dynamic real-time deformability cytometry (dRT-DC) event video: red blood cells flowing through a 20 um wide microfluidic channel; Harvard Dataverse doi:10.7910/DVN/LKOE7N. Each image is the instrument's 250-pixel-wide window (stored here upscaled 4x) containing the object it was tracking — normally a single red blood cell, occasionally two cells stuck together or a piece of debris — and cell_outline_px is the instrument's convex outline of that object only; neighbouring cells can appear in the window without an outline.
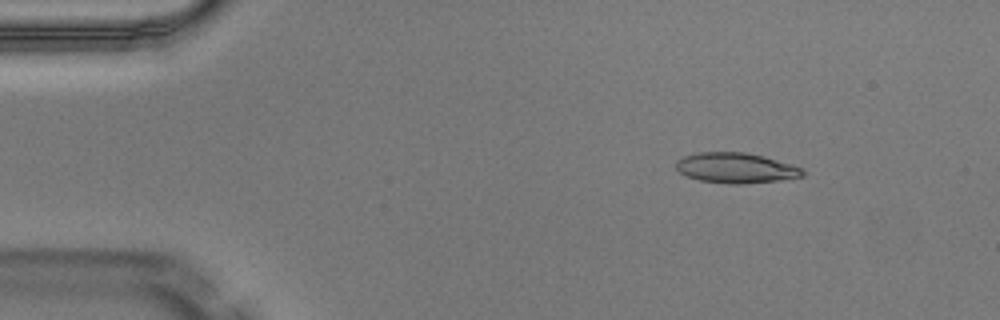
{"species": "Egyptian fruit bat (a non-hibernating species)", "species_latin": "Rousettus aegyptiacus", "temperature_condition": "warm", "stored_images_in_passage": 4, "camera_frame_rate_fps": 3000, "um_per_image_px": 0.085, "animal": {"sex": "male"}, "frame": {"image": 1, "passage_image": 2, "time_ms": 0.333, "image_size_px": [1000, 320], "cell_outline_px": [[804, 176], [776, 180], [740, 184], [732, 184], [700, 180], [688, 176], [680, 172], [676, 168], [676, 160], [684, 156], [700, 152], [744, 152], [764, 156], [792, 164], [804, 168]], "centroid_in_image_um": [62.56, 14.26], "position_along_channel_um": 22.4, "area_um2": 22.2}}